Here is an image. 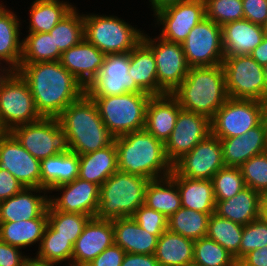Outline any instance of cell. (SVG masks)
<instances>
[{"label": "cell", "instance_id": "cell-60", "mask_svg": "<svg viewBox=\"0 0 267 266\" xmlns=\"http://www.w3.org/2000/svg\"><path fill=\"white\" fill-rule=\"evenodd\" d=\"M0 62V86L3 83V81L12 73V70L9 67H5V65Z\"/></svg>", "mask_w": 267, "mask_h": 266}, {"label": "cell", "instance_id": "cell-53", "mask_svg": "<svg viewBox=\"0 0 267 266\" xmlns=\"http://www.w3.org/2000/svg\"><path fill=\"white\" fill-rule=\"evenodd\" d=\"M121 266H159L154 254L126 253Z\"/></svg>", "mask_w": 267, "mask_h": 266}, {"label": "cell", "instance_id": "cell-56", "mask_svg": "<svg viewBox=\"0 0 267 266\" xmlns=\"http://www.w3.org/2000/svg\"><path fill=\"white\" fill-rule=\"evenodd\" d=\"M260 105V123L267 134V93L259 101Z\"/></svg>", "mask_w": 267, "mask_h": 266}, {"label": "cell", "instance_id": "cell-58", "mask_svg": "<svg viewBox=\"0 0 267 266\" xmlns=\"http://www.w3.org/2000/svg\"><path fill=\"white\" fill-rule=\"evenodd\" d=\"M58 263L55 262H50V261H45V260H41L38 259L37 257L34 258H29V256L27 257V259L24 261L23 266H57Z\"/></svg>", "mask_w": 267, "mask_h": 266}, {"label": "cell", "instance_id": "cell-47", "mask_svg": "<svg viewBox=\"0 0 267 266\" xmlns=\"http://www.w3.org/2000/svg\"><path fill=\"white\" fill-rule=\"evenodd\" d=\"M267 246V223L261 218L243 226L239 261L249 252Z\"/></svg>", "mask_w": 267, "mask_h": 266}, {"label": "cell", "instance_id": "cell-22", "mask_svg": "<svg viewBox=\"0 0 267 266\" xmlns=\"http://www.w3.org/2000/svg\"><path fill=\"white\" fill-rule=\"evenodd\" d=\"M105 56L83 38L77 45L62 53L60 63L86 88L96 78Z\"/></svg>", "mask_w": 267, "mask_h": 266}, {"label": "cell", "instance_id": "cell-15", "mask_svg": "<svg viewBox=\"0 0 267 266\" xmlns=\"http://www.w3.org/2000/svg\"><path fill=\"white\" fill-rule=\"evenodd\" d=\"M159 26V37L175 43H182L191 29L206 17L204 0H186L166 6L153 13Z\"/></svg>", "mask_w": 267, "mask_h": 266}, {"label": "cell", "instance_id": "cell-13", "mask_svg": "<svg viewBox=\"0 0 267 266\" xmlns=\"http://www.w3.org/2000/svg\"><path fill=\"white\" fill-rule=\"evenodd\" d=\"M142 41L152 50L156 60L159 87L171 94L184 80L190 66L181 43L169 42L144 33Z\"/></svg>", "mask_w": 267, "mask_h": 266}, {"label": "cell", "instance_id": "cell-48", "mask_svg": "<svg viewBox=\"0 0 267 266\" xmlns=\"http://www.w3.org/2000/svg\"><path fill=\"white\" fill-rule=\"evenodd\" d=\"M132 218L141 228L155 236H161L168 229V218L146 205H141Z\"/></svg>", "mask_w": 267, "mask_h": 266}, {"label": "cell", "instance_id": "cell-50", "mask_svg": "<svg viewBox=\"0 0 267 266\" xmlns=\"http://www.w3.org/2000/svg\"><path fill=\"white\" fill-rule=\"evenodd\" d=\"M126 252L118 245L113 244L106 248L87 266H121Z\"/></svg>", "mask_w": 267, "mask_h": 266}, {"label": "cell", "instance_id": "cell-38", "mask_svg": "<svg viewBox=\"0 0 267 266\" xmlns=\"http://www.w3.org/2000/svg\"><path fill=\"white\" fill-rule=\"evenodd\" d=\"M243 233V225L235 223L213 213L208 220L206 237L214 240L232 254L239 262V246Z\"/></svg>", "mask_w": 267, "mask_h": 266}, {"label": "cell", "instance_id": "cell-45", "mask_svg": "<svg viewBox=\"0 0 267 266\" xmlns=\"http://www.w3.org/2000/svg\"><path fill=\"white\" fill-rule=\"evenodd\" d=\"M239 168L246 186L261 196L267 194V151L251 157Z\"/></svg>", "mask_w": 267, "mask_h": 266}, {"label": "cell", "instance_id": "cell-26", "mask_svg": "<svg viewBox=\"0 0 267 266\" xmlns=\"http://www.w3.org/2000/svg\"><path fill=\"white\" fill-rule=\"evenodd\" d=\"M114 244L126 253L155 254L160 236L148 233L132 217L113 220Z\"/></svg>", "mask_w": 267, "mask_h": 266}, {"label": "cell", "instance_id": "cell-19", "mask_svg": "<svg viewBox=\"0 0 267 266\" xmlns=\"http://www.w3.org/2000/svg\"><path fill=\"white\" fill-rule=\"evenodd\" d=\"M51 191H62V195L49 198L57 210L95 217L100 200V186L77 177L72 182L56 186Z\"/></svg>", "mask_w": 267, "mask_h": 266}, {"label": "cell", "instance_id": "cell-4", "mask_svg": "<svg viewBox=\"0 0 267 266\" xmlns=\"http://www.w3.org/2000/svg\"><path fill=\"white\" fill-rule=\"evenodd\" d=\"M171 94L182 109L212 119L229 98L222 64L190 67L182 83Z\"/></svg>", "mask_w": 267, "mask_h": 266}, {"label": "cell", "instance_id": "cell-51", "mask_svg": "<svg viewBox=\"0 0 267 266\" xmlns=\"http://www.w3.org/2000/svg\"><path fill=\"white\" fill-rule=\"evenodd\" d=\"M20 249L0 240V266H23L28 256L22 255Z\"/></svg>", "mask_w": 267, "mask_h": 266}, {"label": "cell", "instance_id": "cell-54", "mask_svg": "<svg viewBox=\"0 0 267 266\" xmlns=\"http://www.w3.org/2000/svg\"><path fill=\"white\" fill-rule=\"evenodd\" d=\"M238 263L241 266H267V246L249 252Z\"/></svg>", "mask_w": 267, "mask_h": 266}, {"label": "cell", "instance_id": "cell-46", "mask_svg": "<svg viewBox=\"0 0 267 266\" xmlns=\"http://www.w3.org/2000/svg\"><path fill=\"white\" fill-rule=\"evenodd\" d=\"M206 17L222 26L244 19L242 0H204Z\"/></svg>", "mask_w": 267, "mask_h": 266}, {"label": "cell", "instance_id": "cell-14", "mask_svg": "<svg viewBox=\"0 0 267 266\" xmlns=\"http://www.w3.org/2000/svg\"><path fill=\"white\" fill-rule=\"evenodd\" d=\"M259 124V101L228 98L211 119V134L218 138H232Z\"/></svg>", "mask_w": 267, "mask_h": 266}, {"label": "cell", "instance_id": "cell-29", "mask_svg": "<svg viewBox=\"0 0 267 266\" xmlns=\"http://www.w3.org/2000/svg\"><path fill=\"white\" fill-rule=\"evenodd\" d=\"M118 171L115 142L97 151L79 155V178L101 186Z\"/></svg>", "mask_w": 267, "mask_h": 266}, {"label": "cell", "instance_id": "cell-63", "mask_svg": "<svg viewBox=\"0 0 267 266\" xmlns=\"http://www.w3.org/2000/svg\"><path fill=\"white\" fill-rule=\"evenodd\" d=\"M263 29H264L265 36H267V20H266L265 24L263 25Z\"/></svg>", "mask_w": 267, "mask_h": 266}, {"label": "cell", "instance_id": "cell-43", "mask_svg": "<svg viewBox=\"0 0 267 266\" xmlns=\"http://www.w3.org/2000/svg\"><path fill=\"white\" fill-rule=\"evenodd\" d=\"M47 217L48 223L58 231V235L69 239L73 245L83 232L87 222L92 218L85 214L57 211L50 203Z\"/></svg>", "mask_w": 267, "mask_h": 266}, {"label": "cell", "instance_id": "cell-24", "mask_svg": "<svg viewBox=\"0 0 267 266\" xmlns=\"http://www.w3.org/2000/svg\"><path fill=\"white\" fill-rule=\"evenodd\" d=\"M219 139L225 166L240 167L251 157L267 151V134L261 123L241 136Z\"/></svg>", "mask_w": 267, "mask_h": 266}, {"label": "cell", "instance_id": "cell-49", "mask_svg": "<svg viewBox=\"0 0 267 266\" xmlns=\"http://www.w3.org/2000/svg\"><path fill=\"white\" fill-rule=\"evenodd\" d=\"M244 19L263 26L267 20V0H242Z\"/></svg>", "mask_w": 267, "mask_h": 266}, {"label": "cell", "instance_id": "cell-28", "mask_svg": "<svg viewBox=\"0 0 267 266\" xmlns=\"http://www.w3.org/2000/svg\"><path fill=\"white\" fill-rule=\"evenodd\" d=\"M170 177L176 182L182 208L202 213H214L216 199L212 180L191 179L179 176L174 170Z\"/></svg>", "mask_w": 267, "mask_h": 266}, {"label": "cell", "instance_id": "cell-36", "mask_svg": "<svg viewBox=\"0 0 267 266\" xmlns=\"http://www.w3.org/2000/svg\"><path fill=\"white\" fill-rule=\"evenodd\" d=\"M60 0H35L29 10V33H49L73 8Z\"/></svg>", "mask_w": 267, "mask_h": 266}, {"label": "cell", "instance_id": "cell-44", "mask_svg": "<svg viewBox=\"0 0 267 266\" xmlns=\"http://www.w3.org/2000/svg\"><path fill=\"white\" fill-rule=\"evenodd\" d=\"M211 180L216 200L230 199L246 187L239 167L224 166Z\"/></svg>", "mask_w": 267, "mask_h": 266}, {"label": "cell", "instance_id": "cell-37", "mask_svg": "<svg viewBox=\"0 0 267 266\" xmlns=\"http://www.w3.org/2000/svg\"><path fill=\"white\" fill-rule=\"evenodd\" d=\"M213 213H202L188 208H179L168 218V230L192 240L206 237L208 220Z\"/></svg>", "mask_w": 267, "mask_h": 266}, {"label": "cell", "instance_id": "cell-7", "mask_svg": "<svg viewBox=\"0 0 267 266\" xmlns=\"http://www.w3.org/2000/svg\"><path fill=\"white\" fill-rule=\"evenodd\" d=\"M143 35V31L117 16L84 14V38L105 55L130 52Z\"/></svg>", "mask_w": 267, "mask_h": 266}, {"label": "cell", "instance_id": "cell-30", "mask_svg": "<svg viewBox=\"0 0 267 266\" xmlns=\"http://www.w3.org/2000/svg\"><path fill=\"white\" fill-rule=\"evenodd\" d=\"M20 25L21 22L16 14L2 5L0 7V62L5 63L12 71H18L21 62Z\"/></svg>", "mask_w": 267, "mask_h": 266}, {"label": "cell", "instance_id": "cell-35", "mask_svg": "<svg viewBox=\"0 0 267 266\" xmlns=\"http://www.w3.org/2000/svg\"><path fill=\"white\" fill-rule=\"evenodd\" d=\"M144 205L169 218L181 208V197L176 182L170 177L150 180Z\"/></svg>", "mask_w": 267, "mask_h": 266}, {"label": "cell", "instance_id": "cell-5", "mask_svg": "<svg viewBox=\"0 0 267 266\" xmlns=\"http://www.w3.org/2000/svg\"><path fill=\"white\" fill-rule=\"evenodd\" d=\"M148 178L116 171L100 186V200L95 218L115 220L132 217L144 205Z\"/></svg>", "mask_w": 267, "mask_h": 266}, {"label": "cell", "instance_id": "cell-11", "mask_svg": "<svg viewBox=\"0 0 267 266\" xmlns=\"http://www.w3.org/2000/svg\"><path fill=\"white\" fill-rule=\"evenodd\" d=\"M181 44L190 67L220 65L224 60L221 26L207 17L191 29Z\"/></svg>", "mask_w": 267, "mask_h": 266}, {"label": "cell", "instance_id": "cell-31", "mask_svg": "<svg viewBox=\"0 0 267 266\" xmlns=\"http://www.w3.org/2000/svg\"><path fill=\"white\" fill-rule=\"evenodd\" d=\"M41 188L51 192L56 186L72 182L79 176V155L60 153L40 161Z\"/></svg>", "mask_w": 267, "mask_h": 266}, {"label": "cell", "instance_id": "cell-27", "mask_svg": "<svg viewBox=\"0 0 267 266\" xmlns=\"http://www.w3.org/2000/svg\"><path fill=\"white\" fill-rule=\"evenodd\" d=\"M261 195L246 186L237 195L227 200H216L215 214L240 225L260 218Z\"/></svg>", "mask_w": 267, "mask_h": 266}, {"label": "cell", "instance_id": "cell-52", "mask_svg": "<svg viewBox=\"0 0 267 266\" xmlns=\"http://www.w3.org/2000/svg\"><path fill=\"white\" fill-rule=\"evenodd\" d=\"M23 188L25 187L9 171L0 169V202L14 196Z\"/></svg>", "mask_w": 267, "mask_h": 266}, {"label": "cell", "instance_id": "cell-1", "mask_svg": "<svg viewBox=\"0 0 267 266\" xmlns=\"http://www.w3.org/2000/svg\"><path fill=\"white\" fill-rule=\"evenodd\" d=\"M18 72L27 81L41 117L58 118L85 93V87L60 63H20Z\"/></svg>", "mask_w": 267, "mask_h": 266}, {"label": "cell", "instance_id": "cell-39", "mask_svg": "<svg viewBox=\"0 0 267 266\" xmlns=\"http://www.w3.org/2000/svg\"><path fill=\"white\" fill-rule=\"evenodd\" d=\"M61 56L50 33H29L22 40L20 63L60 61Z\"/></svg>", "mask_w": 267, "mask_h": 266}, {"label": "cell", "instance_id": "cell-6", "mask_svg": "<svg viewBox=\"0 0 267 266\" xmlns=\"http://www.w3.org/2000/svg\"><path fill=\"white\" fill-rule=\"evenodd\" d=\"M151 97L148 93H127L91 98L103 123L116 138L145 129L146 109Z\"/></svg>", "mask_w": 267, "mask_h": 266}, {"label": "cell", "instance_id": "cell-61", "mask_svg": "<svg viewBox=\"0 0 267 266\" xmlns=\"http://www.w3.org/2000/svg\"><path fill=\"white\" fill-rule=\"evenodd\" d=\"M9 133V131L3 126L0 120V142Z\"/></svg>", "mask_w": 267, "mask_h": 266}, {"label": "cell", "instance_id": "cell-32", "mask_svg": "<svg viewBox=\"0 0 267 266\" xmlns=\"http://www.w3.org/2000/svg\"><path fill=\"white\" fill-rule=\"evenodd\" d=\"M128 74L144 92L152 96L166 94L158 85L154 54L143 41L130 51Z\"/></svg>", "mask_w": 267, "mask_h": 266}, {"label": "cell", "instance_id": "cell-57", "mask_svg": "<svg viewBox=\"0 0 267 266\" xmlns=\"http://www.w3.org/2000/svg\"><path fill=\"white\" fill-rule=\"evenodd\" d=\"M182 1L186 0H149V2H151L150 4L152 5L151 7L154 13L166 6L176 4Z\"/></svg>", "mask_w": 267, "mask_h": 266}, {"label": "cell", "instance_id": "cell-25", "mask_svg": "<svg viewBox=\"0 0 267 266\" xmlns=\"http://www.w3.org/2000/svg\"><path fill=\"white\" fill-rule=\"evenodd\" d=\"M180 109L172 94L152 96L146 109L145 129L165 143L174 129Z\"/></svg>", "mask_w": 267, "mask_h": 266}, {"label": "cell", "instance_id": "cell-62", "mask_svg": "<svg viewBox=\"0 0 267 266\" xmlns=\"http://www.w3.org/2000/svg\"><path fill=\"white\" fill-rule=\"evenodd\" d=\"M264 77H265V83L267 88V64L264 66Z\"/></svg>", "mask_w": 267, "mask_h": 266}, {"label": "cell", "instance_id": "cell-3", "mask_svg": "<svg viewBox=\"0 0 267 266\" xmlns=\"http://www.w3.org/2000/svg\"><path fill=\"white\" fill-rule=\"evenodd\" d=\"M67 134L70 151L87 154L111 145L115 137L103 123L95 101L85 92L58 117Z\"/></svg>", "mask_w": 267, "mask_h": 266}, {"label": "cell", "instance_id": "cell-2", "mask_svg": "<svg viewBox=\"0 0 267 266\" xmlns=\"http://www.w3.org/2000/svg\"><path fill=\"white\" fill-rule=\"evenodd\" d=\"M118 171L149 180L170 176L173 165L165 153L164 143L146 129L134 131L114 139Z\"/></svg>", "mask_w": 267, "mask_h": 266}, {"label": "cell", "instance_id": "cell-12", "mask_svg": "<svg viewBox=\"0 0 267 266\" xmlns=\"http://www.w3.org/2000/svg\"><path fill=\"white\" fill-rule=\"evenodd\" d=\"M130 52L107 54L96 78L85 88L90 97L146 93L129 72Z\"/></svg>", "mask_w": 267, "mask_h": 266}, {"label": "cell", "instance_id": "cell-34", "mask_svg": "<svg viewBox=\"0 0 267 266\" xmlns=\"http://www.w3.org/2000/svg\"><path fill=\"white\" fill-rule=\"evenodd\" d=\"M47 223L48 217L0 222V240L21 249L36 242L40 246Z\"/></svg>", "mask_w": 267, "mask_h": 266}, {"label": "cell", "instance_id": "cell-20", "mask_svg": "<svg viewBox=\"0 0 267 266\" xmlns=\"http://www.w3.org/2000/svg\"><path fill=\"white\" fill-rule=\"evenodd\" d=\"M114 244L113 220L91 218L73 246L72 265L87 266Z\"/></svg>", "mask_w": 267, "mask_h": 266}, {"label": "cell", "instance_id": "cell-8", "mask_svg": "<svg viewBox=\"0 0 267 266\" xmlns=\"http://www.w3.org/2000/svg\"><path fill=\"white\" fill-rule=\"evenodd\" d=\"M10 133L38 160L70 152L67 134L58 118L42 117L36 122L14 127Z\"/></svg>", "mask_w": 267, "mask_h": 266}, {"label": "cell", "instance_id": "cell-16", "mask_svg": "<svg viewBox=\"0 0 267 266\" xmlns=\"http://www.w3.org/2000/svg\"><path fill=\"white\" fill-rule=\"evenodd\" d=\"M224 166L220 139L210 134L177 160L173 170L182 177L211 180Z\"/></svg>", "mask_w": 267, "mask_h": 266}, {"label": "cell", "instance_id": "cell-40", "mask_svg": "<svg viewBox=\"0 0 267 266\" xmlns=\"http://www.w3.org/2000/svg\"><path fill=\"white\" fill-rule=\"evenodd\" d=\"M55 41V47L63 53L77 45L84 38V14L78 13L74 7L49 32Z\"/></svg>", "mask_w": 267, "mask_h": 266}, {"label": "cell", "instance_id": "cell-17", "mask_svg": "<svg viewBox=\"0 0 267 266\" xmlns=\"http://www.w3.org/2000/svg\"><path fill=\"white\" fill-rule=\"evenodd\" d=\"M210 134L211 119L181 108L174 129L164 143L168 160L173 165Z\"/></svg>", "mask_w": 267, "mask_h": 266}, {"label": "cell", "instance_id": "cell-42", "mask_svg": "<svg viewBox=\"0 0 267 266\" xmlns=\"http://www.w3.org/2000/svg\"><path fill=\"white\" fill-rule=\"evenodd\" d=\"M238 262L224 247L203 237L194 240L193 266H235Z\"/></svg>", "mask_w": 267, "mask_h": 266}, {"label": "cell", "instance_id": "cell-23", "mask_svg": "<svg viewBox=\"0 0 267 266\" xmlns=\"http://www.w3.org/2000/svg\"><path fill=\"white\" fill-rule=\"evenodd\" d=\"M224 58L250 55L265 36L263 26L242 19L221 26Z\"/></svg>", "mask_w": 267, "mask_h": 266}, {"label": "cell", "instance_id": "cell-10", "mask_svg": "<svg viewBox=\"0 0 267 266\" xmlns=\"http://www.w3.org/2000/svg\"><path fill=\"white\" fill-rule=\"evenodd\" d=\"M222 66L229 98L260 101L266 95L264 66L250 55L226 57Z\"/></svg>", "mask_w": 267, "mask_h": 266}, {"label": "cell", "instance_id": "cell-55", "mask_svg": "<svg viewBox=\"0 0 267 266\" xmlns=\"http://www.w3.org/2000/svg\"><path fill=\"white\" fill-rule=\"evenodd\" d=\"M250 56L262 66L267 64V36H264L263 41L253 49Z\"/></svg>", "mask_w": 267, "mask_h": 266}, {"label": "cell", "instance_id": "cell-18", "mask_svg": "<svg viewBox=\"0 0 267 266\" xmlns=\"http://www.w3.org/2000/svg\"><path fill=\"white\" fill-rule=\"evenodd\" d=\"M0 169L9 171L24 187L41 188L40 160L10 132L0 142Z\"/></svg>", "mask_w": 267, "mask_h": 266}, {"label": "cell", "instance_id": "cell-41", "mask_svg": "<svg viewBox=\"0 0 267 266\" xmlns=\"http://www.w3.org/2000/svg\"><path fill=\"white\" fill-rule=\"evenodd\" d=\"M73 246L69 239L58 235V231L47 223L36 257L58 264L69 261L68 266H71Z\"/></svg>", "mask_w": 267, "mask_h": 266}, {"label": "cell", "instance_id": "cell-33", "mask_svg": "<svg viewBox=\"0 0 267 266\" xmlns=\"http://www.w3.org/2000/svg\"><path fill=\"white\" fill-rule=\"evenodd\" d=\"M154 255L159 266H193L194 240L167 229L159 237Z\"/></svg>", "mask_w": 267, "mask_h": 266}, {"label": "cell", "instance_id": "cell-9", "mask_svg": "<svg viewBox=\"0 0 267 266\" xmlns=\"http://www.w3.org/2000/svg\"><path fill=\"white\" fill-rule=\"evenodd\" d=\"M27 81L18 71L12 73L0 86V120L10 132L14 127L41 119Z\"/></svg>", "mask_w": 267, "mask_h": 266}, {"label": "cell", "instance_id": "cell-59", "mask_svg": "<svg viewBox=\"0 0 267 266\" xmlns=\"http://www.w3.org/2000/svg\"><path fill=\"white\" fill-rule=\"evenodd\" d=\"M260 218L267 223V194L261 197Z\"/></svg>", "mask_w": 267, "mask_h": 266}, {"label": "cell", "instance_id": "cell-21", "mask_svg": "<svg viewBox=\"0 0 267 266\" xmlns=\"http://www.w3.org/2000/svg\"><path fill=\"white\" fill-rule=\"evenodd\" d=\"M42 192L44 195L40 194ZM47 192L43 188L25 187L14 196L1 201L0 222H15L47 217L49 198L51 196L49 195L48 197Z\"/></svg>", "mask_w": 267, "mask_h": 266}]
</instances>
